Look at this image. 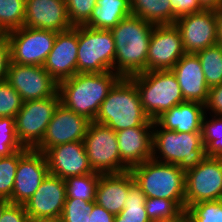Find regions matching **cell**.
<instances>
[{
	"label": "cell",
	"instance_id": "obj_1",
	"mask_svg": "<svg viewBox=\"0 0 222 222\" xmlns=\"http://www.w3.org/2000/svg\"><path fill=\"white\" fill-rule=\"evenodd\" d=\"M154 24L137 16L122 19L111 30L115 43L114 72L127 77L147 71V55Z\"/></svg>",
	"mask_w": 222,
	"mask_h": 222
},
{
	"label": "cell",
	"instance_id": "obj_2",
	"mask_svg": "<svg viewBox=\"0 0 222 222\" xmlns=\"http://www.w3.org/2000/svg\"><path fill=\"white\" fill-rule=\"evenodd\" d=\"M121 77L113 72L77 73L58 83L60 103L94 121L109 90Z\"/></svg>",
	"mask_w": 222,
	"mask_h": 222
},
{
	"label": "cell",
	"instance_id": "obj_3",
	"mask_svg": "<svg viewBox=\"0 0 222 222\" xmlns=\"http://www.w3.org/2000/svg\"><path fill=\"white\" fill-rule=\"evenodd\" d=\"M94 121L110 127L115 132L154 125V120L143 110L135 83L127 77H121L109 90Z\"/></svg>",
	"mask_w": 222,
	"mask_h": 222
},
{
	"label": "cell",
	"instance_id": "obj_4",
	"mask_svg": "<svg viewBox=\"0 0 222 222\" xmlns=\"http://www.w3.org/2000/svg\"><path fill=\"white\" fill-rule=\"evenodd\" d=\"M152 141V159L178 165L184 171L206 158L201 132L165 130L154 121Z\"/></svg>",
	"mask_w": 222,
	"mask_h": 222
},
{
	"label": "cell",
	"instance_id": "obj_5",
	"mask_svg": "<svg viewBox=\"0 0 222 222\" xmlns=\"http://www.w3.org/2000/svg\"><path fill=\"white\" fill-rule=\"evenodd\" d=\"M130 171L146 198L173 200L185 212V171L178 165L149 159Z\"/></svg>",
	"mask_w": 222,
	"mask_h": 222
},
{
	"label": "cell",
	"instance_id": "obj_6",
	"mask_svg": "<svg viewBox=\"0 0 222 222\" xmlns=\"http://www.w3.org/2000/svg\"><path fill=\"white\" fill-rule=\"evenodd\" d=\"M129 78L135 83L143 110L151 120L185 102L171 70L145 71Z\"/></svg>",
	"mask_w": 222,
	"mask_h": 222
},
{
	"label": "cell",
	"instance_id": "obj_7",
	"mask_svg": "<svg viewBox=\"0 0 222 222\" xmlns=\"http://www.w3.org/2000/svg\"><path fill=\"white\" fill-rule=\"evenodd\" d=\"M115 54L111 30L78 26L77 73L114 72Z\"/></svg>",
	"mask_w": 222,
	"mask_h": 222
},
{
	"label": "cell",
	"instance_id": "obj_8",
	"mask_svg": "<svg viewBox=\"0 0 222 222\" xmlns=\"http://www.w3.org/2000/svg\"><path fill=\"white\" fill-rule=\"evenodd\" d=\"M83 143L93 172L110 174L129 170L121 162L116 132L110 127L91 121Z\"/></svg>",
	"mask_w": 222,
	"mask_h": 222
},
{
	"label": "cell",
	"instance_id": "obj_9",
	"mask_svg": "<svg viewBox=\"0 0 222 222\" xmlns=\"http://www.w3.org/2000/svg\"><path fill=\"white\" fill-rule=\"evenodd\" d=\"M60 103V95L23 102L15 116V129L23 147L34 149L43 139L54 111Z\"/></svg>",
	"mask_w": 222,
	"mask_h": 222
},
{
	"label": "cell",
	"instance_id": "obj_10",
	"mask_svg": "<svg viewBox=\"0 0 222 222\" xmlns=\"http://www.w3.org/2000/svg\"><path fill=\"white\" fill-rule=\"evenodd\" d=\"M5 35L12 63L43 66L53 48L57 32L22 26Z\"/></svg>",
	"mask_w": 222,
	"mask_h": 222
},
{
	"label": "cell",
	"instance_id": "obj_11",
	"mask_svg": "<svg viewBox=\"0 0 222 222\" xmlns=\"http://www.w3.org/2000/svg\"><path fill=\"white\" fill-rule=\"evenodd\" d=\"M210 200H222V158L206 157L185 171V210Z\"/></svg>",
	"mask_w": 222,
	"mask_h": 222
},
{
	"label": "cell",
	"instance_id": "obj_12",
	"mask_svg": "<svg viewBox=\"0 0 222 222\" xmlns=\"http://www.w3.org/2000/svg\"><path fill=\"white\" fill-rule=\"evenodd\" d=\"M5 81L18 92L23 102L49 98L58 92V83L43 66L10 62Z\"/></svg>",
	"mask_w": 222,
	"mask_h": 222
},
{
	"label": "cell",
	"instance_id": "obj_13",
	"mask_svg": "<svg viewBox=\"0 0 222 222\" xmlns=\"http://www.w3.org/2000/svg\"><path fill=\"white\" fill-rule=\"evenodd\" d=\"M48 173V164L43 152L26 147L19 150V161L10 203L24 205L36 192Z\"/></svg>",
	"mask_w": 222,
	"mask_h": 222
},
{
	"label": "cell",
	"instance_id": "obj_14",
	"mask_svg": "<svg viewBox=\"0 0 222 222\" xmlns=\"http://www.w3.org/2000/svg\"><path fill=\"white\" fill-rule=\"evenodd\" d=\"M185 53L175 24L155 25L148 48L147 71L171 70Z\"/></svg>",
	"mask_w": 222,
	"mask_h": 222
},
{
	"label": "cell",
	"instance_id": "obj_15",
	"mask_svg": "<svg viewBox=\"0 0 222 222\" xmlns=\"http://www.w3.org/2000/svg\"><path fill=\"white\" fill-rule=\"evenodd\" d=\"M91 121L59 103L42 141L34 148L45 153L49 148L68 142L83 141Z\"/></svg>",
	"mask_w": 222,
	"mask_h": 222
},
{
	"label": "cell",
	"instance_id": "obj_16",
	"mask_svg": "<svg viewBox=\"0 0 222 222\" xmlns=\"http://www.w3.org/2000/svg\"><path fill=\"white\" fill-rule=\"evenodd\" d=\"M179 29L186 53L196 54L217 44L215 10H205L180 16L174 23Z\"/></svg>",
	"mask_w": 222,
	"mask_h": 222
},
{
	"label": "cell",
	"instance_id": "obj_17",
	"mask_svg": "<svg viewBox=\"0 0 222 222\" xmlns=\"http://www.w3.org/2000/svg\"><path fill=\"white\" fill-rule=\"evenodd\" d=\"M78 26L57 32L43 68L57 83L77 74Z\"/></svg>",
	"mask_w": 222,
	"mask_h": 222
},
{
	"label": "cell",
	"instance_id": "obj_18",
	"mask_svg": "<svg viewBox=\"0 0 222 222\" xmlns=\"http://www.w3.org/2000/svg\"><path fill=\"white\" fill-rule=\"evenodd\" d=\"M44 154L49 173L63 180L93 173L83 141L59 144L49 148Z\"/></svg>",
	"mask_w": 222,
	"mask_h": 222
},
{
	"label": "cell",
	"instance_id": "obj_19",
	"mask_svg": "<svg viewBox=\"0 0 222 222\" xmlns=\"http://www.w3.org/2000/svg\"><path fill=\"white\" fill-rule=\"evenodd\" d=\"M65 201V181L58 176L48 173L24 206L28 216L33 221L43 217L62 215Z\"/></svg>",
	"mask_w": 222,
	"mask_h": 222
},
{
	"label": "cell",
	"instance_id": "obj_20",
	"mask_svg": "<svg viewBox=\"0 0 222 222\" xmlns=\"http://www.w3.org/2000/svg\"><path fill=\"white\" fill-rule=\"evenodd\" d=\"M24 26L56 32L74 27L65 0H26Z\"/></svg>",
	"mask_w": 222,
	"mask_h": 222
},
{
	"label": "cell",
	"instance_id": "obj_21",
	"mask_svg": "<svg viewBox=\"0 0 222 222\" xmlns=\"http://www.w3.org/2000/svg\"><path fill=\"white\" fill-rule=\"evenodd\" d=\"M171 71L179 83L185 101L206 103L209 87L197 54L185 53Z\"/></svg>",
	"mask_w": 222,
	"mask_h": 222
},
{
	"label": "cell",
	"instance_id": "obj_22",
	"mask_svg": "<svg viewBox=\"0 0 222 222\" xmlns=\"http://www.w3.org/2000/svg\"><path fill=\"white\" fill-rule=\"evenodd\" d=\"M152 128L133 127L116 132L121 162L129 170L152 159Z\"/></svg>",
	"mask_w": 222,
	"mask_h": 222
},
{
	"label": "cell",
	"instance_id": "obj_23",
	"mask_svg": "<svg viewBox=\"0 0 222 222\" xmlns=\"http://www.w3.org/2000/svg\"><path fill=\"white\" fill-rule=\"evenodd\" d=\"M135 183L130 170L121 173L100 174L95 203L114 216L124 208L129 188Z\"/></svg>",
	"mask_w": 222,
	"mask_h": 222
},
{
	"label": "cell",
	"instance_id": "obj_24",
	"mask_svg": "<svg viewBox=\"0 0 222 222\" xmlns=\"http://www.w3.org/2000/svg\"><path fill=\"white\" fill-rule=\"evenodd\" d=\"M206 114L205 105L195 101H185L164 111L154 121L165 130L176 132H201Z\"/></svg>",
	"mask_w": 222,
	"mask_h": 222
},
{
	"label": "cell",
	"instance_id": "obj_25",
	"mask_svg": "<svg viewBox=\"0 0 222 222\" xmlns=\"http://www.w3.org/2000/svg\"><path fill=\"white\" fill-rule=\"evenodd\" d=\"M130 15V0H96L92 15L84 26L110 30Z\"/></svg>",
	"mask_w": 222,
	"mask_h": 222
},
{
	"label": "cell",
	"instance_id": "obj_26",
	"mask_svg": "<svg viewBox=\"0 0 222 222\" xmlns=\"http://www.w3.org/2000/svg\"><path fill=\"white\" fill-rule=\"evenodd\" d=\"M131 13L154 25L174 24L170 0H130Z\"/></svg>",
	"mask_w": 222,
	"mask_h": 222
},
{
	"label": "cell",
	"instance_id": "obj_27",
	"mask_svg": "<svg viewBox=\"0 0 222 222\" xmlns=\"http://www.w3.org/2000/svg\"><path fill=\"white\" fill-rule=\"evenodd\" d=\"M146 196L135 182L128 192L124 208L115 216L114 222H152L145 209Z\"/></svg>",
	"mask_w": 222,
	"mask_h": 222
},
{
	"label": "cell",
	"instance_id": "obj_28",
	"mask_svg": "<svg viewBox=\"0 0 222 222\" xmlns=\"http://www.w3.org/2000/svg\"><path fill=\"white\" fill-rule=\"evenodd\" d=\"M209 88L222 83V46L215 44L196 53Z\"/></svg>",
	"mask_w": 222,
	"mask_h": 222
},
{
	"label": "cell",
	"instance_id": "obj_29",
	"mask_svg": "<svg viewBox=\"0 0 222 222\" xmlns=\"http://www.w3.org/2000/svg\"><path fill=\"white\" fill-rule=\"evenodd\" d=\"M206 115L201 128L206 157L222 158V115H210L211 120Z\"/></svg>",
	"mask_w": 222,
	"mask_h": 222
},
{
	"label": "cell",
	"instance_id": "obj_30",
	"mask_svg": "<svg viewBox=\"0 0 222 222\" xmlns=\"http://www.w3.org/2000/svg\"><path fill=\"white\" fill-rule=\"evenodd\" d=\"M26 0H0V33L24 26Z\"/></svg>",
	"mask_w": 222,
	"mask_h": 222
},
{
	"label": "cell",
	"instance_id": "obj_31",
	"mask_svg": "<svg viewBox=\"0 0 222 222\" xmlns=\"http://www.w3.org/2000/svg\"><path fill=\"white\" fill-rule=\"evenodd\" d=\"M99 177V173L93 172L65 179L66 198H79L89 202L95 201Z\"/></svg>",
	"mask_w": 222,
	"mask_h": 222
},
{
	"label": "cell",
	"instance_id": "obj_32",
	"mask_svg": "<svg viewBox=\"0 0 222 222\" xmlns=\"http://www.w3.org/2000/svg\"><path fill=\"white\" fill-rule=\"evenodd\" d=\"M145 209L152 222L172 221L184 213L173 200L165 198H146Z\"/></svg>",
	"mask_w": 222,
	"mask_h": 222
},
{
	"label": "cell",
	"instance_id": "obj_33",
	"mask_svg": "<svg viewBox=\"0 0 222 222\" xmlns=\"http://www.w3.org/2000/svg\"><path fill=\"white\" fill-rule=\"evenodd\" d=\"M189 222H222V200L201 201L187 207Z\"/></svg>",
	"mask_w": 222,
	"mask_h": 222
},
{
	"label": "cell",
	"instance_id": "obj_34",
	"mask_svg": "<svg viewBox=\"0 0 222 222\" xmlns=\"http://www.w3.org/2000/svg\"><path fill=\"white\" fill-rule=\"evenodd\" d=\"M19 151L0 157V198L10 200L14 188Z\"/></svg>",
	"mask_w": 222,
	"mask_h": 222
},
{
	"label": "cell",
	"instance_id": "obj_35",
	"mask_svg": "<svg viewBox=\"0 0 222 222\" xmlns=\"http://www.w3.org/2000/svg\"><path fill=\"white\" fill-rule=\"evenodd\" d=\"M23 148L16 135L15 118L0 117V157L9 156Z\"/></svg>",
	"mask_w": 222,
	"mask_h": 222
},
{
	"label": "cell",
	"instance_id": "obj_36",
	"mask_svg": "<svg viewBox=\"0 0 222 222\" xmlns=\"http://www.w3.org/2000/svg\"><path fill=\"white\" fill-rule=\"evenodd\" d=\"M22 105L18 92L6 81L0 82V117L15 118Z\"/></svg>",
	"mask_w": 222,
	"mask_h": 222
},
{
	"label": "cell",
	"instance_id": "obj_37",
	"mask_svg": "<svg viewBox=\"0 0 222 222\" xmlns=\"http://www.w3.org/2000/svg\"><path fill=\"white\" fill-rule=\"evenodd\" d=\"M95 201L79 198H66L62 218L64 222H88V215L92 212Z\"/></svg>",
	"mask_w": 222,
	"mask_h": 222
},
{
	"label": "cell",
	"instance_id": "obj_38",
	"mask_svg": "<svg viewBox=\"0 0 222 222\" xmlns=\"http://www.w3.org/2000/svg\"><path fill=\"white\" fill-rule=\"evenodd\" d=\"M68 16L73 26L84 25L92 15L96 0H65Z\"/></svg>",
	"mask_w": 222,
	"mask_h": 222
},
{
	"label": "cell",
	"instance_id": "obj_39",
	"mask_svg": "<svg viewBox=\"0 0 222 222\" xmlns=\"http://www.w3.org/2000/svg\"><path fill=\"white\" fill-rule=\"evenodd\" d=\"M170 4L174 11V23L180 16L203 10L199 5V0H170Z\"/></svg>",
	"mask_w": 222,
	"mask_h": 222
},
{
	"label": "cell",
	"instance_id": "obj_40",
	"mask_svg": "<svg viewBox=\"0 0 222 222\" xmlns=\"http://www.w3.org/2000/svg\"><path fill=\"white\" fill-rule=\"evenodd\" d=\"M0 222H32V220L28 216L24 205L11 203L3 211Z\"/></svg>",
	"mask_w": 222,
	"mask_h": 222
},
{
	"label": "cell",
	"instance_id": "obj_41",
	"mask_svg": "<svg viewBox=\"0 0 222 222\" xmlns=\"http://www.w3.org/2000/svg\"><path fill=\"white\" fill-rule=\"evenodd\" d=\"M205 105L206 112L210 115H222V83L209 88L208 98Z\"/></svg>",
	"mask_w": 222,
	"mask_h": 222
},
{
	"label": "cell",
	"instance_id": "obj_42",
	"mask_svg": "<svg viewBox=\"0 0 222 222\" xmlns=\"http://www.w3.org/2000/svg\"><path fill=\"white\" fill-rule=\"evenodd\" d=\"M11 62L10 46L5 34L0 35V82L6 80L9 64Z\"/></svg>",
	"mask_w": 222,
	"mask_h": 222
},
{
	"label": "cell",
	"instance_id": "obj_43",
	"mask_svg": "<svg viewBox=\"0 0 222 222\" xmlns=\"http://www.w3.org/2000/svg\"><path fill=\"white\" fill-rule=\"evenodd\" d=\"M115 216L105 208L94 203L92 212L88 215V222H114Z\"/></svg>",
	"mask_w": 222,
	"mask_h": 222
},
{
	"label": "cell",
	"instance_id": "obj_44",
	"mask_svg": "<svg viewBox=\"0 0 222 222\" xmlns=\"http://www.w3.org/2000/svg\"><path fill=\"white\" fill-rule=\"evenodd\" d=\"M199 5L205 10H217L222 6V0H199Z\"/></svg>",
	"mask_w": 222,
	"mask_h": 222
},
{
	"label": "cell",
	"instance_id": "obj_45",
	"mask_svg": "<svg viewBox=\"0 0 222 222\" xmlns=\"http://www.w3.org/2000/svg\"><path fill=\"white\" fill-rule=\"evenodd\" d=\"M217 20V44L222 46V6L215 10Z\"/></svg>",
	"mask_w": 222,
	"mask_h": 222
},
{
	"label": "cell",
	"instance_id": "obj_46",
	"mask_svg": "<svg viewBox=\"0 0 222 222\" xmlns=\"http://www.w3.org/2000/svg\"><path fill=\"white\" fill-rule=\"evenodd\" d=\"M32 222H64L62 216H56V217H43L36 220H33Z\"/></svg>",
	"mask_w": 222,
	"mask_h": 222
},
{
	"label": "cell",
	"instance_id": "obj_47",
	"mask_svg": "<svg viewBox=\"0 0 222 222\" xmlns=\"http://www.w3.org/2000/svg\"><path fill=\"white\" fill-rule=\"evenodd\" d=\"M10 201L7 199L0 198V218L2 217L3 211L10 205Z\"/></svg>",
	"mask_w": 222,
	"mask_h": 222
},
{
	"label": "cell",
	"instance_id": "obj_48",
	"mask_svg": "<svg viewBox=\"0 0 222 222\" xmlns=\"http://www.w3.org/2000/svg\"><path fill=\"white\" fill-rule=\"evenodd\" d=\"M164 222H189V219L186 215V213L184 212L180 217H178L175 220L172 221H164Z\"/></svg>",
	"mask_w": 222,
	"mask_h": 222
}]
</instances>
